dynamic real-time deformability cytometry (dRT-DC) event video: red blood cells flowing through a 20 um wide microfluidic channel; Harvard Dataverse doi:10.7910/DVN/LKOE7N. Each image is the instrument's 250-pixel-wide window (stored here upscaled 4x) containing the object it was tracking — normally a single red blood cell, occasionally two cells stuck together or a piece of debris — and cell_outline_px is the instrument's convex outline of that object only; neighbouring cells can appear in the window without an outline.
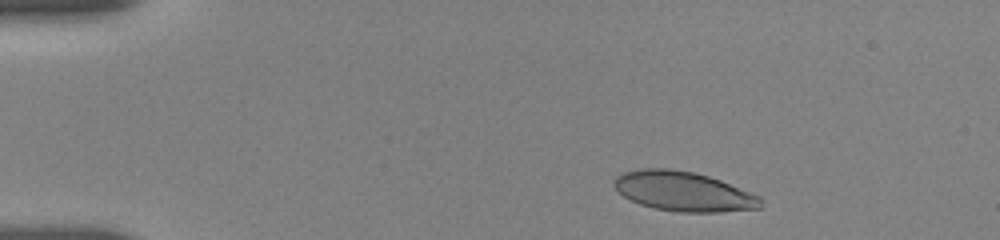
{"species": "human", "species_latin": "Homo sapiens", "temperature_condition": "room temperature", "stored_images_in_passage": 28, "camera_frame_rate_fps": 3000, "um_per_image_px": 0.085, "donor": {"sex": "female"}, "frame": {"image": 1, "passage_image": 4, "time_ms": 1.333, "image_size_px": [1000, 240], "cell_outline_px": [[764, 200], [760, 208], [720, 212], [680, 212], [652, 208], [640, 204], [624, 196], [612, 184], [612, 180], [616, 176], [624, 172], [640, 168], [672, 168], [692, 172], [708, 176], [720, 180], [760, 196]], "centroid_in_image_um": [58.09, 16.26], "position_along_channel_um": 26.9, "area_um2": 33.93}}
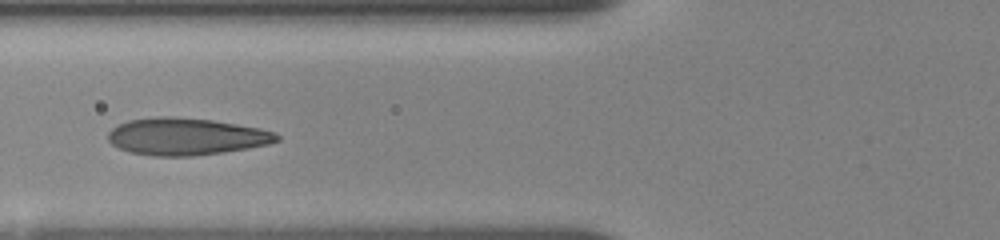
{"frame": {"image": 2, "passage_image": 18, "time_ms": 5.667, "image_size_px": [1000, 240], "cell_outline_px": [[280, 140], [268, 144], [248, 148], [224, 152], [192, 156], [152, 156], [132, 152], [120, 148], [112, 144], [108, 140], [108, 132], [116, 124], [128, 120], [156, 116], [172, 116], [212, 120], [260, 128], [276, 132], [280, 136]], "centroid_in_image_um": [15.82, 11.6], "position_along_channel_um": 110.0, "area_um2": 36.65}}
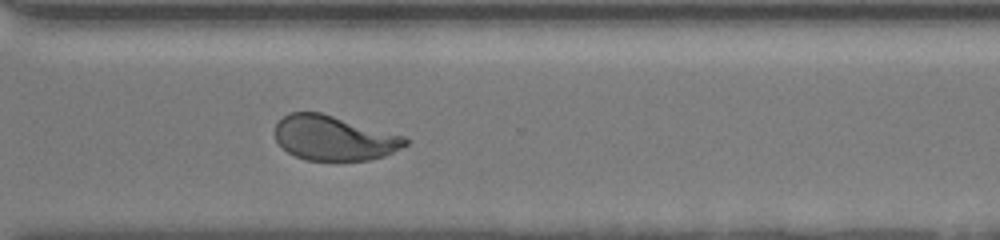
{"frame": {"image": 3, "passage_image": 28, "time_ms": 12.0, "image_size_px": [1000, 240], "cell_outline_px": [[408, 144], [384, 156], [368, 160], [304, 160], [288, 152], [276, 140], [276, 124], [284, 116], [292, 112], [320, 112], [404, 136], [408, 140]], "centroid_in_image_um": [28.38, 11.74], "position_along_channel_um": 342.2, "area_um2": 33.52}}